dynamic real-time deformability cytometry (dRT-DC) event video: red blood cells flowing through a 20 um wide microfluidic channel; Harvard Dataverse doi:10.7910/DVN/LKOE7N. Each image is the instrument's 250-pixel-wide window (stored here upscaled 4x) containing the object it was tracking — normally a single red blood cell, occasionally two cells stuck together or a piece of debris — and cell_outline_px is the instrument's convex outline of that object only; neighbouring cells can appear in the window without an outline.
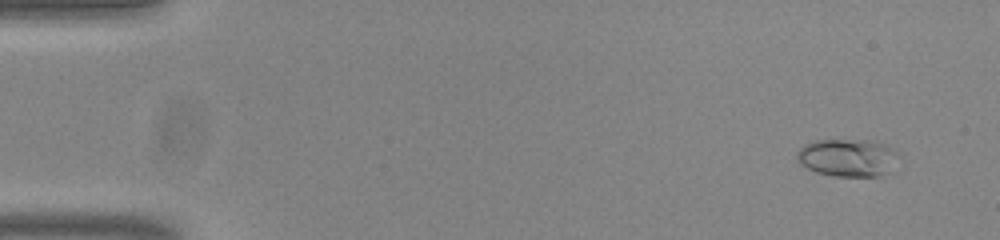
{"species": "common noctule bat (a hibernating species)", "species_latin": "Nyctalus noctula", "temperature_condition": "room temperature", "stored_images_in_passage": 53, "camera_frame_rate_fps": 3000, "um_per_image_px": 0.085, "animal": {"sex": "male", "body_mass_g": 20.0, "forearm_length_mm": 53.3}, "frame": {"image": 1, "passage_image": 3, "time_ms": 0.667, "image_size_px": [1000, 240], "cell_outline_px": [[896, 172], [876, 176], [832, 176], [816, 172], [800, 164], [796, 160], [796, 152], [804, 144], [812, 140], [872, 140], [884, 144], [892, 148], [896, 152]], "centroid_in_image_um": [72.06, 13.41], "position_along_channel_um": 12.9, "area_um2": 22.77}}
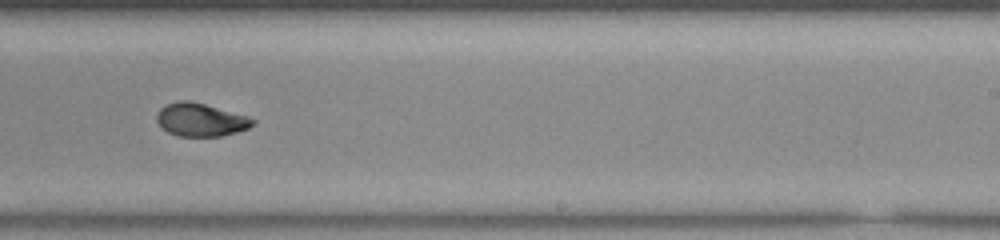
{"frame": {"image": 2, "passage_image": 33, "time_ms": 10.667, "image_size_px": [1000, 240], "cell_outline_px": [[256, 120], [248, 128], [236, 132], [220, 136], [176, 136], [160, 128], [156, 120], [156, 112], [160, 108], [168, 104], [180, 100], [188, 100], [204, 104], [248, 116]], "centroid_in_image_um": [17.0, 10.18], "position_along_channel_um": 272.0, "area_um2": 18.5}}
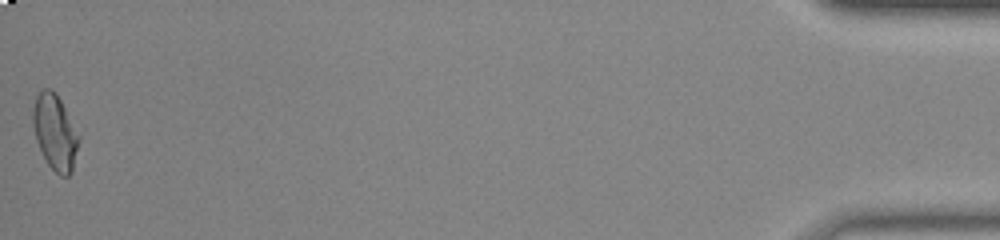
{"frame": {"image": 3, "passage_image": 53, "time_ms": 17.333, "image_size_px": [1000, 240], "cell_outline_px": [[80, 140], [72, 172], [68, 176], [60, 176], [48, 164], [36, 140], [32, 124], [32, 108], [36, 96], [44, 88], [52, 88], [56, 92], [80, 136]], "centroid_in_image_um": [4.68, 11.22], "position_along_channel_um": 430.5, "area_um2": 20.23}, "authors_computed_cell_mechanics": {"area_um2": 18.6116, "velocity_mm_per_s": 3.8296, "shape_relaxation_time_tau1_ms": null, "shape_relaxation_time_tau2_ms": 1.6009, "deformation_change_tau1": null, "deformation_change_tau2": 0.0523}}